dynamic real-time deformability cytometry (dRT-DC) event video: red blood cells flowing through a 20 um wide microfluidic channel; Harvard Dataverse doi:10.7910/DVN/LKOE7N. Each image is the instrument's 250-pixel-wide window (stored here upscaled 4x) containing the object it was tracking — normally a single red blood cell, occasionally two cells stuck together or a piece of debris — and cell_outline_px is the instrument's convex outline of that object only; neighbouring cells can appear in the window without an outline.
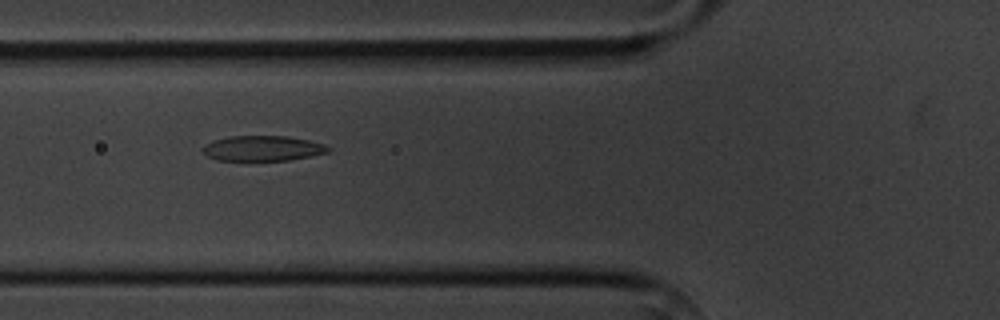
{"species": "common noctule bat (a hibernating species)", "species_latin": "Nyctalus noctula", "temperature_condition": "cold", "stored_images_in_passage": 6, "camera_frame_rate_fps": 3000, "um_per_image_px": 0.085, "animal": {"sex": "male", "body_mass_g": 20.1, "forearm_length_mm": 53.5}, "frame": {"image": 1, "passage_image": 3, "time_ms": 3.333, "image_size_px": [1000, 320], "cell_outline_px": [[332, 148], [328, 152], [288, 160], [216, 160], [208, 156], [200, 148], [204, 144], [212, 140], [228, 136], [288, 136], [308, 140], [324, 144]], "centroid_in_image_um": [22.28, 12.59], "position_along_channel_um": 103.5, "area_um2": 18.44}}
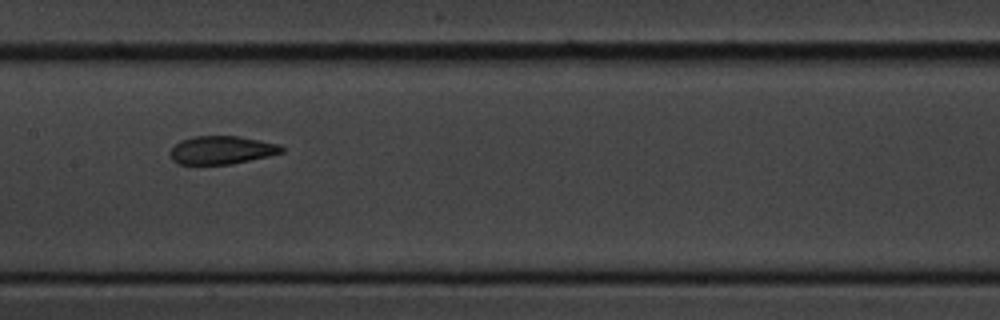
{"frame": {"image": 2, "passage_image": 5, "time_ms": 5.667, "image_size_px": [1000, 320], "cell_outline_px": [[284, 152], [268, 156], [232, 164], [180, 164], [172, 160], [168, 152], [180, 140], [192, 136], [236, 136], [260, 140], [280, 144], [284, 148]], "centroid_in_image_um": [18.83, 12.75], "position_along_channel_um": 188.6, "area_um2": 18.38}}
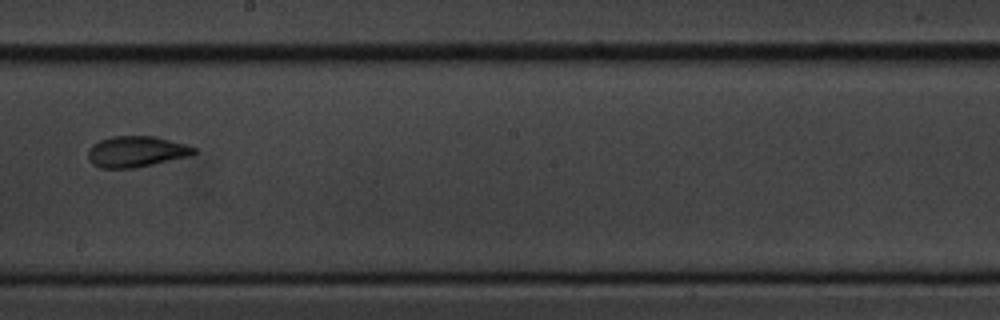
{"frame": {"image": 3, "passage_image": 6, "time_ms": 7.0, "image_size_px": [1000, 320], "cell_outline_px": [[196, 152], [192, 156], [132, 168], [100, 168], [92, 164], [88, 160], [88, 148], [92, 144], [100, 140], [112, 136], [156, 136], [184, 144], [196, 148]], "centroid_in_image_um": [11.56, 12.88], "position_along_channel_um": 236.6, "area_um2": 19.19}}